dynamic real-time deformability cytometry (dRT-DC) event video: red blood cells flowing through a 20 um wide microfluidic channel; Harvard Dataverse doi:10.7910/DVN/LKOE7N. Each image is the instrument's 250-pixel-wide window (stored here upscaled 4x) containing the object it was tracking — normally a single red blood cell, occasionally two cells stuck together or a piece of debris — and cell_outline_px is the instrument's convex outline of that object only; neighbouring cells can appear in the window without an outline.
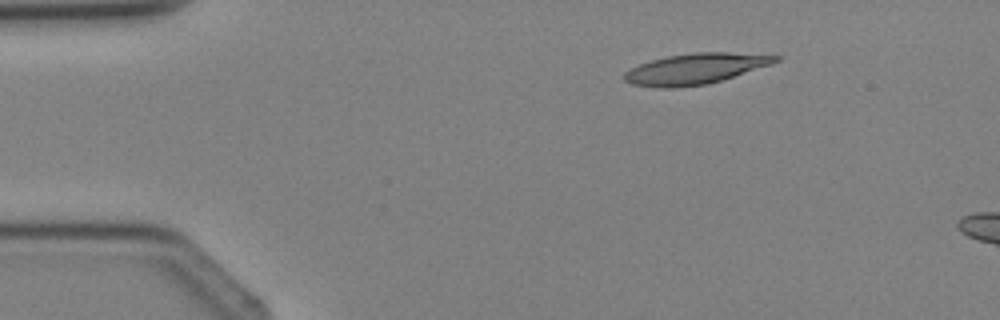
{"species": "Egyptian fruit bat (a non-hibernating species)", "species_latin": "Rousettus aegyptiacus", "temperature_condition": "cold", "stored_images_in_passage": 4, "camera_frame_rate_fps": 3000, "um_per_image_px": 0.085, "animal": {"sex": "female"}, "frame": {"image": 1, "passage_image": 2, "time_ms": 1.333, "image_size_px": [1000, 320], "cell_outline_px": [[780, 60], [772, 64], [708, 84], [672, 88], [664, 88], [632, 84], [624, 80], [624, 72], [640, 64], [652, 60], [668, 56], [696, 52], [728, 52], [780, 56]], "centroid_in_image_um": [59.11, 5.84], "position_along_channel_um": 25.9, "area_um2": 26.7}}